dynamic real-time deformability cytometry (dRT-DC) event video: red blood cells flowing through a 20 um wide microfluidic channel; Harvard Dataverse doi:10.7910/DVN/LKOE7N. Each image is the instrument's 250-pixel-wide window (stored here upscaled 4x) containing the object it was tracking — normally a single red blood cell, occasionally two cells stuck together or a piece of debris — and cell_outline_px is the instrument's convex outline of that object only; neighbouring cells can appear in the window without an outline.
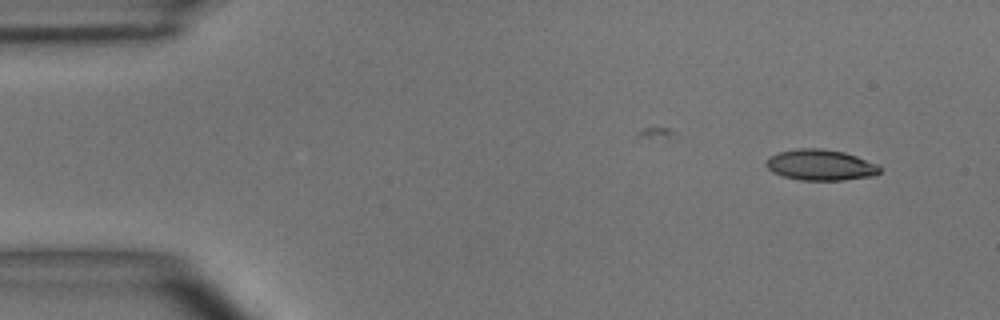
{"species": "common noctule bat (a hibernating species)", "species_latin": "Nyctalus noctula", "temperature_condition": "room temperature", "stored_images_in_passage": 5, "segment_of_instrument_passage": [1, 2], "camera_frame_rate_fps": 3000, "um_per_image_px": 0.085, "animal": {"sex": "male", "body_mass_g": 15.6}, "frame": {"image": 1, "passage_image": 1, "time_ms": 0.0, "image_size_px": [1000, 320], "cell_outline_px": [[880, 172], [876, 176], [844, 180], [800, 180], [784, 176], [772, 172], [764, 164], [768, 156], [780, 152], [796, 148], [820, 148], [844, 152], [856, 156], [876, 164], [880, 168]], "centroid_in_image_um": [69.72, 14.02], "position_along_channel_um": 15.3, "area_um2": 20.52}}